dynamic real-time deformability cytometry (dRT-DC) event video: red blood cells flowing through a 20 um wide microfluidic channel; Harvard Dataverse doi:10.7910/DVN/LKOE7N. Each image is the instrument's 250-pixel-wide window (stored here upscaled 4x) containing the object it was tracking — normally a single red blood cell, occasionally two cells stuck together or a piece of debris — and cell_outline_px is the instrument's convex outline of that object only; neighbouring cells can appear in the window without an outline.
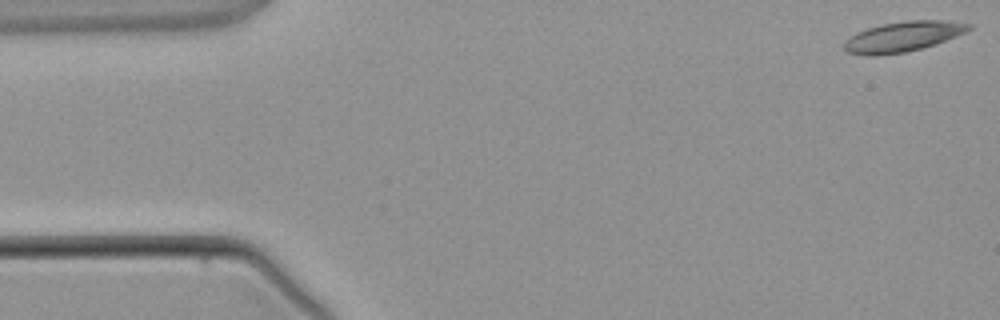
{"species": "common noctule bat (a hibernating species)", "species_latin": "Nyctalus noctula", "temperature_condition": "warm", "stored_images_in_passage": 4, "camera_frame_rate_fps": 3000, "um_per_image_px": 0.085, "animal": {"sex": "male", "body_mass_g": 21.5, "forearm_length_mm": 52.0}, "frame": {"image": 1, "passage_image": 1, "time_ms": 0.0, "image_size_px": [1000, 320], "cell_outline_px": [[972, 28], [956, 36], [920, 48], [904, 52], [876, 56], [868, 56], [848, 52], [844, 48], [844, 40], [856, 32], [880, 24], [908, 20], [940, 20], [972, 24]], "centroid_in_image_um": [76.69, 3.1], "position_along_channel_um": 8.3, "area_um2": 21.68}}
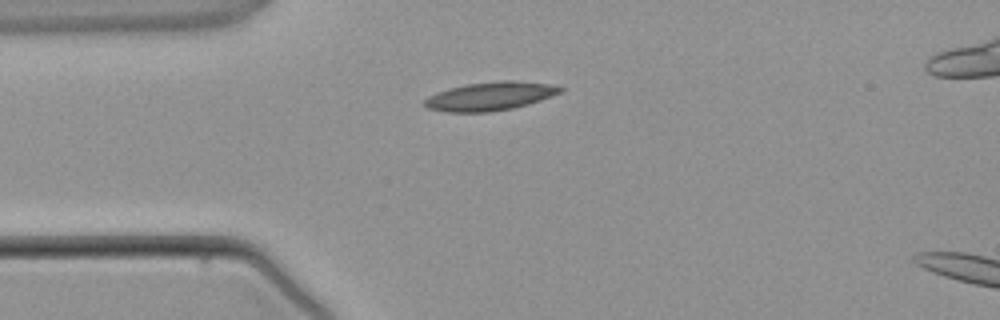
{"frame": {"image": 2, "passage_image": 3, "time_ms": 3.0, "image_size_px": [1000, 320], "cell_outline_px": [[564, 88], [560, 92], [540, 100], [528, 104], [512, 108], [488, 112], [448, 112], [428, 108], [424, 104], [424, 100], [428, 96], [452, 88], [468, 84], [500, 80], [512, 80], [552, 84]], "centroid_in_image_um": [41.68, 8.17], "position_along_channel_um": 43.3, "area_um2": 22.2}}